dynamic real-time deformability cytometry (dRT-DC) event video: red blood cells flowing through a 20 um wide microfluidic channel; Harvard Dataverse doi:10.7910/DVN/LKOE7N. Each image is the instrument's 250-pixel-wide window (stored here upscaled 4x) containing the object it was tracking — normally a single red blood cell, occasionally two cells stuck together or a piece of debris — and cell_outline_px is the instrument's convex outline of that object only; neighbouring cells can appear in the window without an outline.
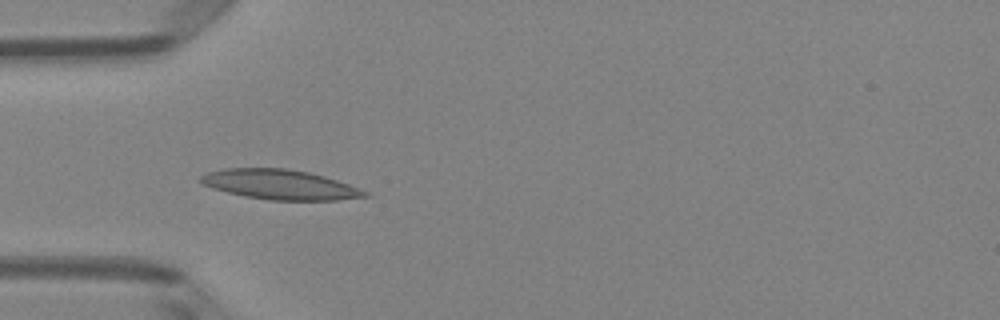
{"species": "Egyptian fruit bat (a non-hibernating species)", "species_latin": "Rousettus aegyptiacus", "temperature_condition": "room temperature", "stored_images_in_passage": 5, "camera_frame_rate_fps": 3000, "um_per_image_px": 0.085, "animal": {"sex": "female"}, "frame": {"image": 1, "passage_image": 4, "time_ms": 1.0, "image_size_px": [1000, 320], "cell_outline_px": [[372, 196], [336, 200], [272, 200], [244, 196], [212, 188], [196, 180], [200, 176], [208, 172], [224, 168], [288, 168], [308, 172], [324, 176], [348, 184], [368, 192]], "centroid_in_image_um": [23.78, 15.68], "position_along_channel_um": 61.2, "area_um2": 28.5}}
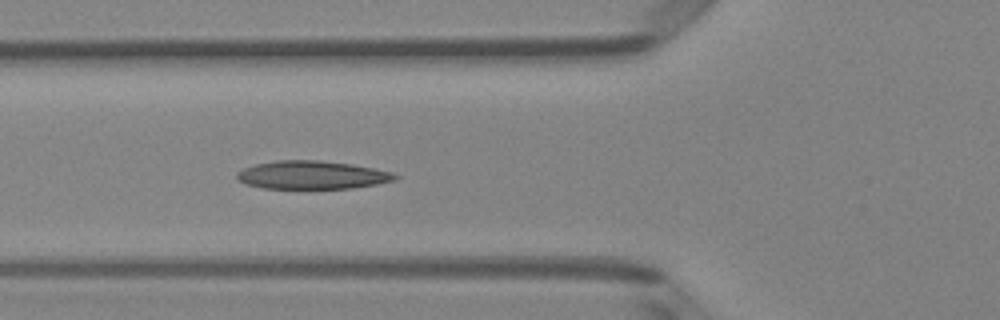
{"frame": {"image": 2, "passage_image": 5, "time_ms": 1.333, "image_size_px": [1000, 320], "cell_outline_px": [[400, 176], [396, 180], [376, 184], [352, 188], [260, 188], [244, 184], [236, 176], [236, 172], [244, 168], [256, 164], [276, 160], [320, 160], [352, 164], [376, 168], [392, 172]], "centroid_in_image_um": [26.54, 14.87], "position_along_channel_um": 99.3, "area_um2": 26.13}}